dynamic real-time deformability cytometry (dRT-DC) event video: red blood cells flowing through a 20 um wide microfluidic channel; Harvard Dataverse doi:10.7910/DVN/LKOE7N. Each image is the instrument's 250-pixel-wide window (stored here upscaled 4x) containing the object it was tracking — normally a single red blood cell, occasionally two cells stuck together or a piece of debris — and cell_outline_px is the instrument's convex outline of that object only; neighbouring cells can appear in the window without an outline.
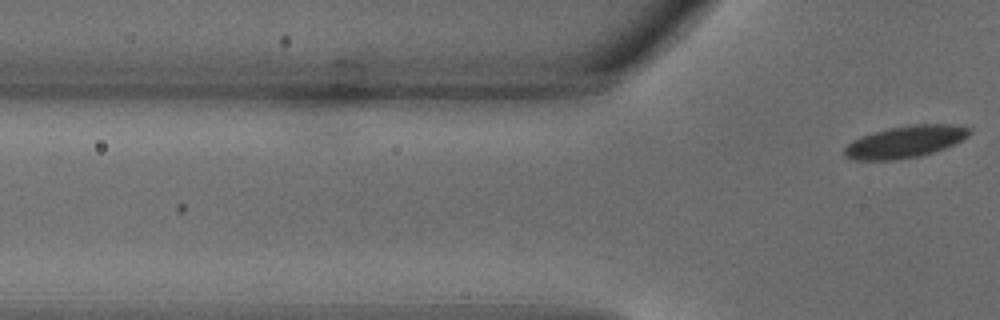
{"species": "common noctule bat (a hibernating species)", "species_latin": "Nyctalus noctula", "temperature_condition": "warm", "stored_images_in_passage": 3, "camera_frame_rate_fps": 3000, "um_per_image_px": 0.085, "animal": {"sex": "male", "body_mass_g": 18.8}, "frame": {"image": 1, "passage_image": 3, "time_ms": 0.667, "image_size_px": [1000, 320], "cell_outline_px": [[972, 132], [968, 136], [944, 148], [920, 156], [892, 160], [852, 160], [844, 156], [844, 148], [852, 140], [860, 136], [872, 132], [888, 128], [916, 124], [952, 124], [972, 128]], "centroid_in_image_um": [76.91, 12.04], "position_along_channel_um": 48.9, "area_um2": 23.29}}